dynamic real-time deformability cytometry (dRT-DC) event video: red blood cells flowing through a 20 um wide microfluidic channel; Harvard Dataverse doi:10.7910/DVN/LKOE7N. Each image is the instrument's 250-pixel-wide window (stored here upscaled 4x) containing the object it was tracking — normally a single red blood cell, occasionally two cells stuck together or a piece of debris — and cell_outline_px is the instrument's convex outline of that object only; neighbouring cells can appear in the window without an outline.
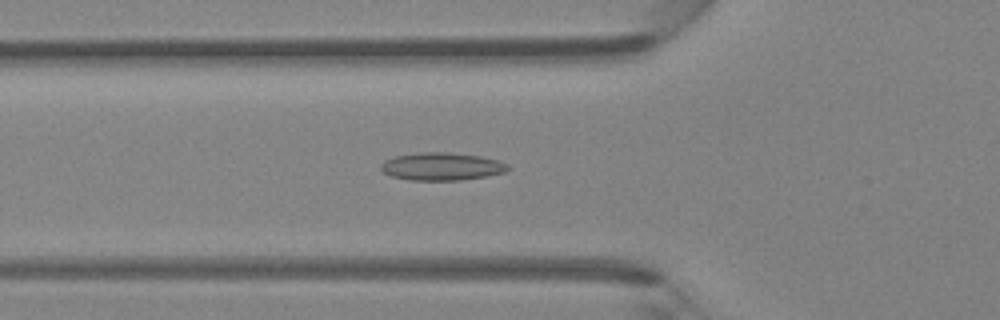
{"species": "Egyptian fruit bat (a non-hibernating species)", "species_latin": "Rousettus aegyptiacus", "temperature_condition": "room temperature", "stored_images_in_passage": 46, "camera_frame_rate_fps": 3000, "um_per_image_px": 0.085, "animal": {"sex": "female"}, "frame": {"image": 1, "passage_image": 16, "time_ms": 5.0, "image_size_px": [1000, 320], "cell_outline_px": [[508, 168], [504, 172], [488, 176], [460, 180], [408, 180], [392, 176], [384, 172], [380, 168], [380, 164], [384, 160], [396, 156], [420, 152], [444, 152], [480, 156], [496, 160], [508, 164]], "centroid_in_image_um": [37.51, 14.15], "position_along_channel_um": 88.3, "area_um2": 20.4}}
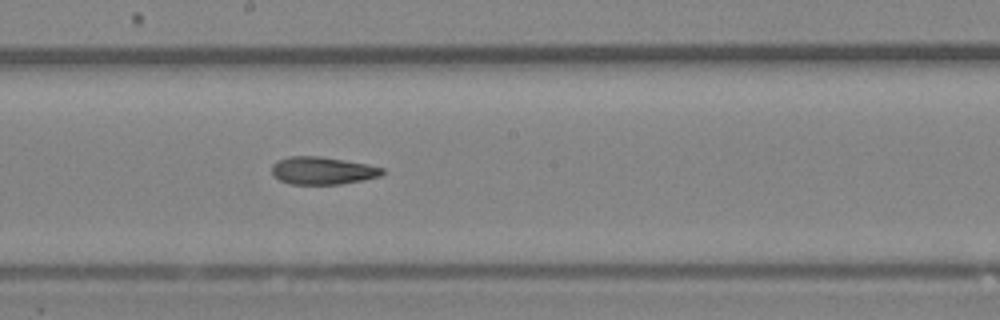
{"frame": {"image": 2, "passage_image": 25, "time_ms": 8.0, "image_size_px": [1000, 320], "cell_outline_px": [[384, 172], [380, 176], [364, 180], [340, 184], [288, 184], [272, 176], [272, 164], [288, 156], [320, 156], [368, 164], [384, 168]], "centroid_in_image_um": [27.41, 14.5], "position_along_channel_um": 220.8, "area_um2": 17.86}}
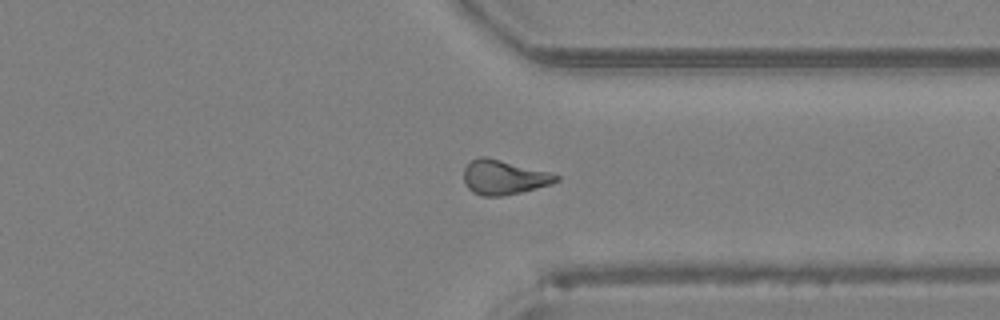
{"frame": {"image": 3, "passage_image": 35, "time_ms": 11.333, "image_size_px": [1000, 320], "cell_outline_px": [[560, 180], [552, 184], [520, 192], [500, 196], [484, 196], [472, 192], [464, 184], [464, 168], [472, 160], [480, 156], [488, 156], [548, 172], [560, 176]], "centroid_in_image_um": [42.81, 15.06], "position_along_channel_um": 368.6, "area_um2": 18.55}}